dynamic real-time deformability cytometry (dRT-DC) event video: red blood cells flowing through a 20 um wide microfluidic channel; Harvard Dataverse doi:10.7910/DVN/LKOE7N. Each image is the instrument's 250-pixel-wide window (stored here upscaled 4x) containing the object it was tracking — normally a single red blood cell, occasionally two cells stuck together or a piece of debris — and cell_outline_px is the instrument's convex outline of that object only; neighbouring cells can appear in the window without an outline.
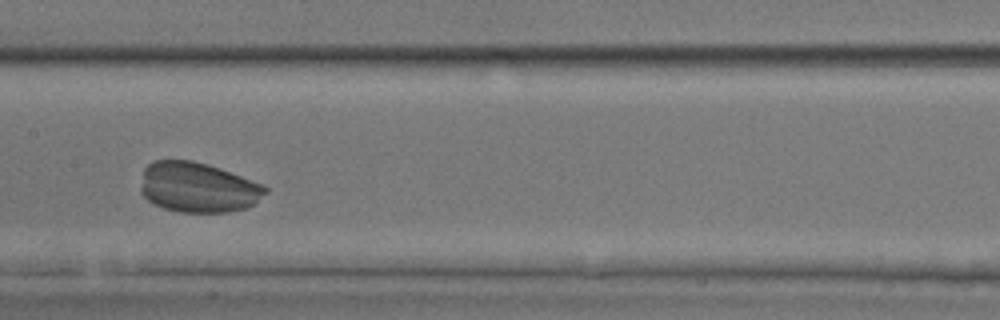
{"species": "common noctule bat (a hibernating species)", "species_latin": "Nyctalus noctula", "temperature_condition": "room temperature", "stored_images_in_passage": 39, "camera_frame_rate_fps": 3000, "um_per_image_px": 0.085, "animal": {"sex": "male", "body_mass_g": 17.9, "forearm_length_mm": 54.2}, "frame": {"image": 1, "passage_image": 14, "time_ms": 4.333, "image_size_px": [1000, 320], "cell_outline_px": [[268, 192], [252, 204], [244, 208], [228, 212], [180, 212], [164, 208], [152, 204], [140, 192], [140, 188], [144, 168], [148, 164], [156, 160], [192, 160], [208, 164], [220, 168], [260, 184], [268, 188]], "centroid_in_image_um": [16.77, 15.92], "position_along_channel_um": 190.6, "area_um2": 36.24}}
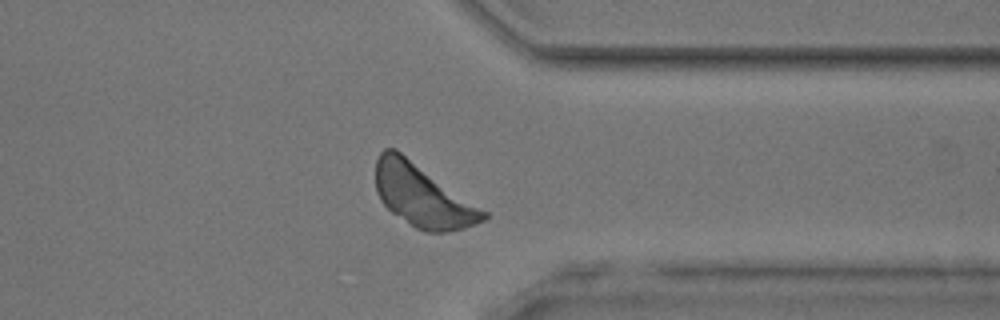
{"frame": {"image": 2, "passage_image": 28, "time_ms": 9.0, "image_size_px": [1000, 320], "cell_outline_px": [[488, 216], [484, 220], [476, 224], [464, 228], [448, 232], [424, 232], [416, 228], [392, 212], [380, 200], [376, 192], [376, 160], [380, 152], [384, 148], [396, 148], [488, 212]], "centroid_in_image_um": [35.91, 16.62], "position_along_channel_um": 375.5, "area_um2": 39.19}}
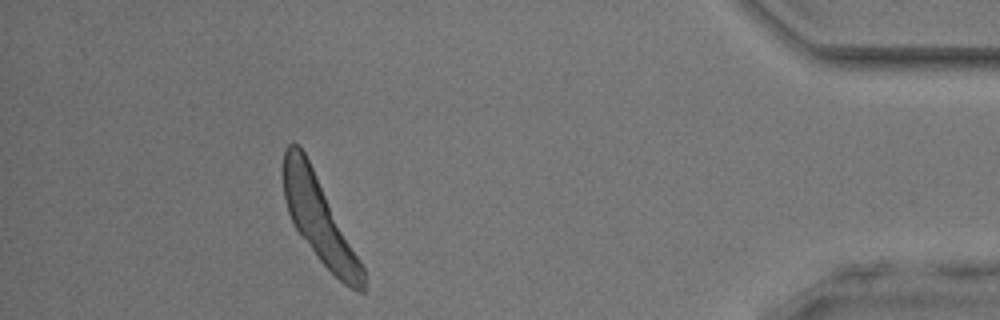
{"frame": {"image": 3, "passage_image": 34, "time_ms": 11.0, "image_size_px": [1000, 320], "cell_outline_px": [[364, 292], [356, 292], [344, 284], [316, 256], [292, 224], [288, 212], [284, 196], [280, 172], [284, 148], [288, 144], [300, 144], [360, 260], [364, 268]], "centroid_in_image_um": [27.06, 18.6], "position_along_channel_um": 408.1, "area_um2": 39.07}}